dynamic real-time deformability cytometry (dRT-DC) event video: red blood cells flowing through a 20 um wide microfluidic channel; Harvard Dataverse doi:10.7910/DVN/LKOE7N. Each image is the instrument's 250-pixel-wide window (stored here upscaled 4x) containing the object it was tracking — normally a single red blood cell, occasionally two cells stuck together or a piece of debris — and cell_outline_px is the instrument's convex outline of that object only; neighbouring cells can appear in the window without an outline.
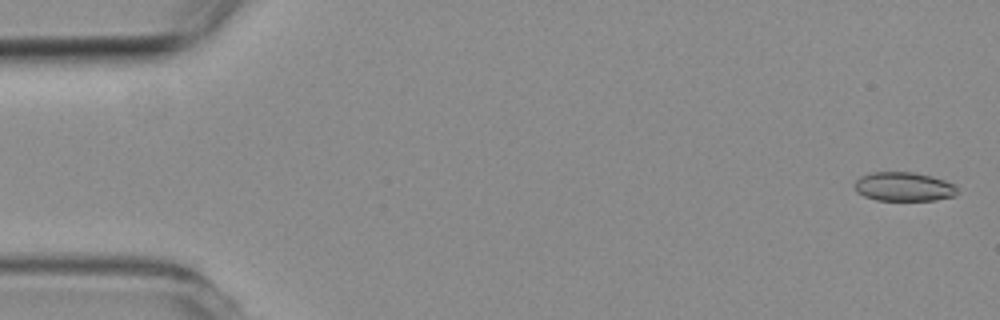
{"species": "common noctule bat (a hibernating species)", "species_latin": "Nyctalus noctula", "temperature_condition": "room temperature", "stored_images_in_passage": 6, "camera_frame_rate_fps": 3000, "um_per_image_px": 0.085, "animal": {"sex": "female", "body_mass_g": 19.3, "forearm_length_mm": 54.1}, "frame": {"image": 1, "passage_image": 1, "time_ms": 0.0, "image_size_px": [1000, 320], "cell_outline_px": [[956, 196], [936, 200], [876, 200], [864, 196], [856, 192], [856, 180], [860, 176], [868, 172], [912, 172], [932, 176], [956, 184]], "centroid_in_image_um": [76.83, 15.86], "position_along_channel_um": 8.2, "area_um2": 17.46}}
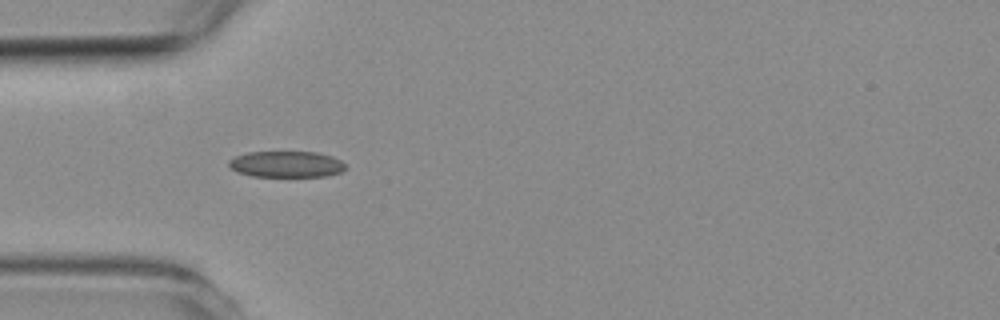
{"frame": {"image": 2, "passage_image": 5, "time_ms": 4.667, "image_size_px": [1000, 320], "cell_outline_px": [[344, 168], [340, 172], [324, 176], [252, 176], [236, 172], [228, 164], [228, 160], [236, 156], [248, 152], [316, 152], [332, 156], [340, 160], [344, 164]], "centroid_in_image_um": [24.3, 13.95], "position_along_channel_um": 60.7, "area_um2": 17.63}}
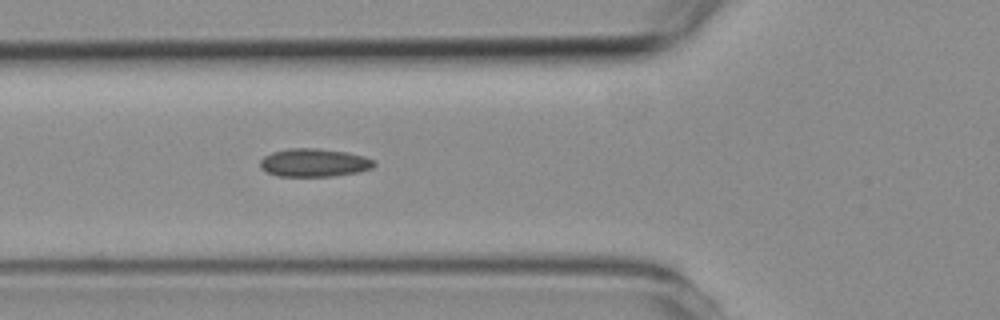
{"frame": {"image": 3, "passage_image": 6, "time_ms": 5.667, "image_size_px": [1000, 320], "cell_outline_px": [[376, 164], [372, 168], [360, 172], [332, 176], [276, 176], [260, 168], [260, 160], [264, 156], [272, 152], [288, 148], [316, 148], [348, 152], [364, 156], [372, 160]], "centroid_in_image_um": [26.69, 13.82], "position_along_channel_um": 99.1, "area_um2": 18.79}}